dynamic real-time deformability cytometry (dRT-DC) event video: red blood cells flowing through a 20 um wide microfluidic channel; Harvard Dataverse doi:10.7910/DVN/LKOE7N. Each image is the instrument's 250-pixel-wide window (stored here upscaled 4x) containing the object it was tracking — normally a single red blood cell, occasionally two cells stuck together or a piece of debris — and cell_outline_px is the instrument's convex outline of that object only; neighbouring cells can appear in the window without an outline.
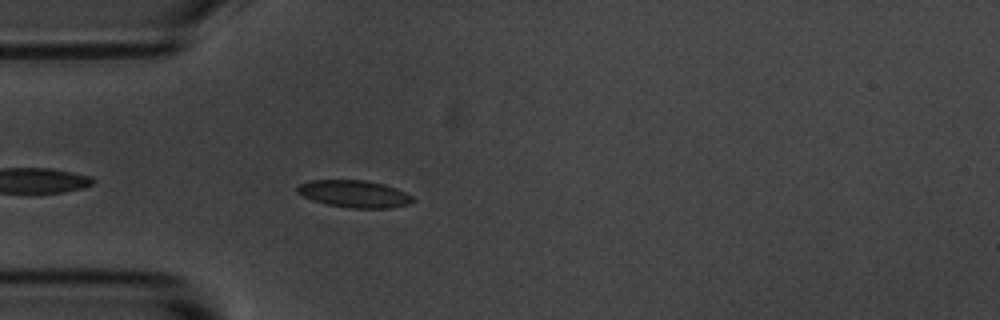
{"species": "common noctule bat (a hibernating species)", "species_latin": "Nyctalus noctula", "temperature_condition": "room temperature", "stored_images_in_passage": 3, "camera_frame_rate_fps": 3000, "um_per_image_px": 0.085, "animal": {"sex": "male", "body_mass_g": 20.1, "forearm_length_mm": 53.5}, "frame": {"image": 1, "passage_image": 3, "time_ms": 3.0, "image_size_px": [1000, 320], "cell_outline_px": [[416, 200], [412, 204], [392, 208], [348, 208], [324, 204], [312, 200], [296, 192], [296, 188], [300, 184], [308, 180], [368, 180], [384, 184], [396, 188], [412, 196]], "centroid_in_image_um": [30.13, 16.49], "position_along_channel_um": 54.9, "area_um2": 18.61}}